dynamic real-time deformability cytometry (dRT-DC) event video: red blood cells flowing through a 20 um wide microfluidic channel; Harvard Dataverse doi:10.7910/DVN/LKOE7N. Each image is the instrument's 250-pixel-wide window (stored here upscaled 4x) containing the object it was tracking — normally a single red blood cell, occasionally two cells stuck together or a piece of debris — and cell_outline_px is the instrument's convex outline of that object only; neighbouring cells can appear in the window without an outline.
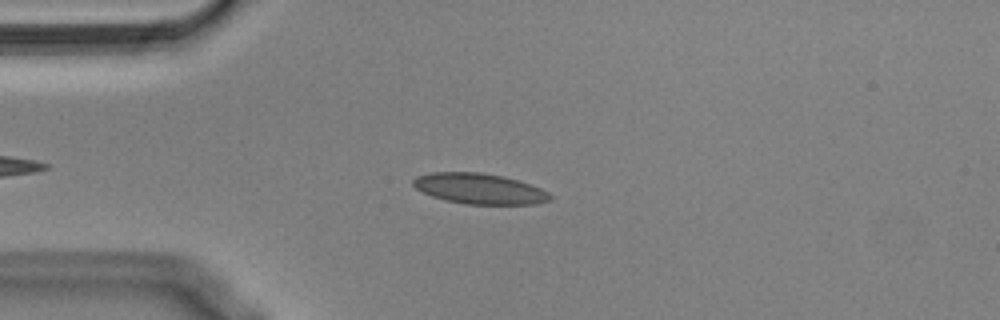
{"species": "Egyptian fruit bat (a non-hibernating species)", "species_latin": "Rousettus aegyptiacus", "temperature_condition": "cold", "stored_images_in_passage": 48, "camera_frame_rate_fps": 3000, "um_per_image_px": 0.085, "animal": {"sex": "male"}, "frame": {"image": 1, "passage_image": 10, "time_ms": 3.0, "image_size_px": [1000, 320], "cell_outline_px": [[552, 200], [536, 204], [464, 204], [444, 200], [432, 196], [416, 188], [412, 184], [412, 180], [416, 176], [432, 172], [480, 172], [504, 176], [540, 188], [548, 192], [552, 196]], "centroid_in_image_um": [40.74, 16.04], "position_along_channel_um": 44.3, "area_um2": 24.39}}
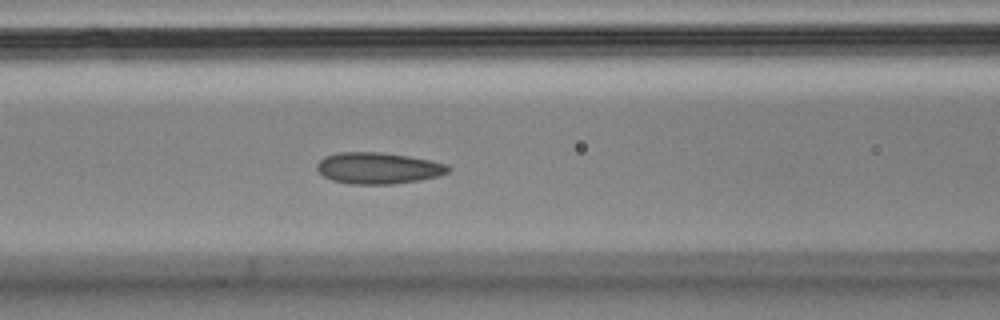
{"frame": {"image": 2, "passage_image": 19, "time_ms": 6.0, "image_size_px": [1000, 320], "cell_outline_px": [[452, 168], [448, 172], [440, 176], [420, 180], [392, 184], [352, 184], [332, 180], [324, 176], [316, 168], [316, 164], [324, 156], [336, 152], [380, 152], [408, 156], [432, 160], [448, 164]], "centroid_in_image_um": [32.17, 14.28], "position_along_channel_um": 134.4, "area_um2": 24.22}}
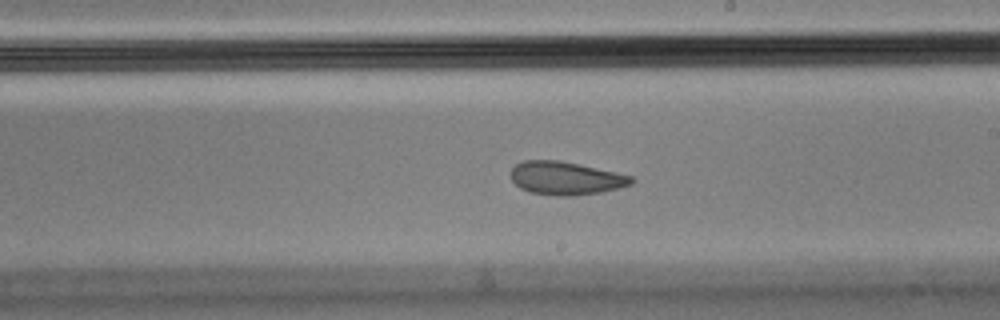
{"frame": {"image": 3, "passage_image": 28, "time_ms": 9.0, "image_size_px": [1000, 320], "cell_outline_px": [[636, 180], [632, 184], [600, 192], [572, 196], [556, 196], [528, 192], [520, 188], [512, 180], [512, 168], [516, 164], [524, 160], [560, 160], [632, 176]], "centroid_in_image_um": [48.07, 15.15], "position_along_channel_um": 240.9, "area_um2": 23.18}, "authors_computed_cell_mechanics": {"area_um2": 23.9581, "velocity_mm_per_s": 3.55, "shape_relaxation_time_tau1_ms": 8.6305, "shape_relaxation_time_tau2_ms": 2.2203, "deformation_change_tau1": 0.1498, "deformation_change_tau2": 0.0764}}